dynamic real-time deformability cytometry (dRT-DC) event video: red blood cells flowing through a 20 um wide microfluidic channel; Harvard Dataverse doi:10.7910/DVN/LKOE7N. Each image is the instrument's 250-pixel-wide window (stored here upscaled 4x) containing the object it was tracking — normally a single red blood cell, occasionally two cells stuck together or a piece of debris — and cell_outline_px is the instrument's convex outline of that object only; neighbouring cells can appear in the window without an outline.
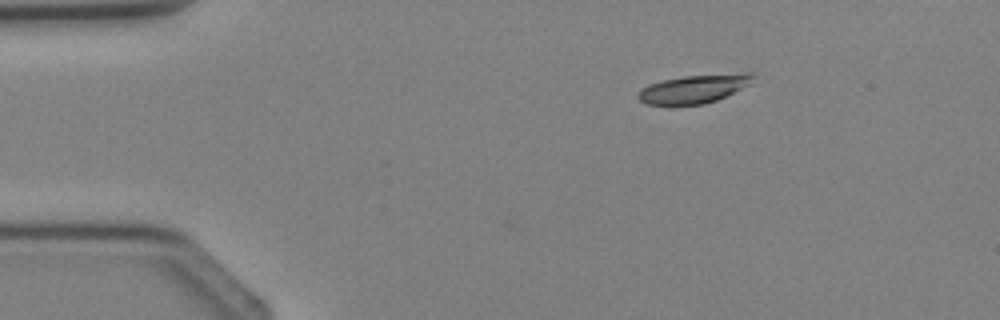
{"species": "Egyptian fruit bat (a non-hibernating species)", "species_latin": "Rousettus aegyptiacus", "temperature_condition": "cold", "stored_images_in_passage": 3, "camera_frame_rate_fps": 3000, "um_per_image_px": 0.085, "animal": {"sex": "female"}, "frame": {"image": 1, "passage_image": 3, "time_ms": 2.333, "image_size_px": [1000, 320], "cell_outline_px": [[756, 76], [752, 84], [716, 100], [704, 104], [672, 108], [644, 104], [636, 96], [648, 84], [664, 80], [684, 76], [744, 72], [756, 72]], "centroid_in_image_um": [59.01, 7.59], "position_along_channel_um": 26.0, "area_um2": 19.94}}